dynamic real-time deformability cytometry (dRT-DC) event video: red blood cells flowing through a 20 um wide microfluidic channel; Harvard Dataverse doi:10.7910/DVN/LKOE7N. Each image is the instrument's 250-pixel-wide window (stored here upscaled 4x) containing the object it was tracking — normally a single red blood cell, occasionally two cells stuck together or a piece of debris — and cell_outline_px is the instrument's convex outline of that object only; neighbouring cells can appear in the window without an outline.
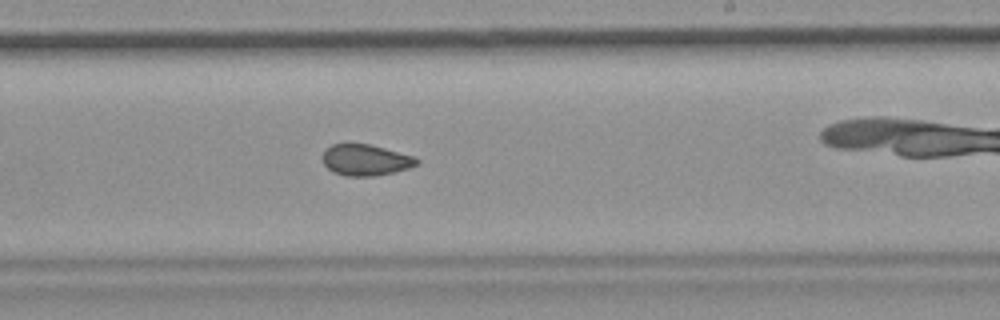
{"species": "common noctule bat (a hibernating species)", "species_latin": "Nyctalus noctula", "temperature_condition": "room temperature", "stored_images_in_passage": 39, "camera_frame_rate_fps": 3000, "um_per_image_px": 0.085, "animal": {"sex": "female", "body_mass_g": 19.9}, "frame": {"image": 1, "passage_image": 17, "time_ms": 5.333, "image_size_px": [1000, 320], "cell_outline_px": [[420, 164], [408, 168], [376, 176], [344, 176], [332, 172], [324, 164], [324, 152], [332, 144], [368, 144], [416, 156], [420, 160]], "centroid_in_image_um": [31.12, 13.61], "position_along_channel_um": 257.9, "area_um2": 17.05}, "authors_computed_cell_mechanics": {"area_um2": 17.6868, "velocity_mm_per_s": 3.7831, "shape_relaxation_time_tau1_ms": null, "shape_relaxation_time_tau2_ms": 2.1767, "deformation_change_tau1": null, "deformation_change_tau2": 0.0555}}